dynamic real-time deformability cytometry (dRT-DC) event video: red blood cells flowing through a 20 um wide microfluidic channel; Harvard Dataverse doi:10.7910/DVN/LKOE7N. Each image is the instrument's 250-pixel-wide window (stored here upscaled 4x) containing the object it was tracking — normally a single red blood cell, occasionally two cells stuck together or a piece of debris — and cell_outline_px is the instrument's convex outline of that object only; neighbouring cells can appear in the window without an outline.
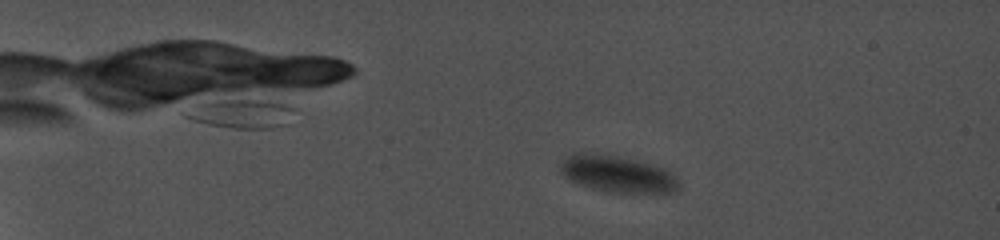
{"species": "common noctule bat (a hibernating species)", "species_latin": "Nyctalus noctula", "temperature_condition": "cold", "stored_images_in_passage": 52, "camera_frame_rate_fps": 5000, "um_per_image_px": 0.085, "animal": {"sex": "female", "body_mass_g": 19.0, "forearm_length_mm": 56.7}, "frame": {"image": 1, "passage_image": 17, "time_ms": 3.6, "image_size_px": [1000, 240], "cell_outline_px": [[680, 188], [672, 192], [608, 192], [592, 188], [580, 184], [564, 176], [560, 172], [560, 164], [572, 152], [584, 152], [616, 156], [636, 160], [652, 164], [664, 168], [676, 176], [680, 184]], "centroid_in_image_um": [52.48, 14.78], "position_along_channel_um": 32.5, "area_um2": 25.14}}
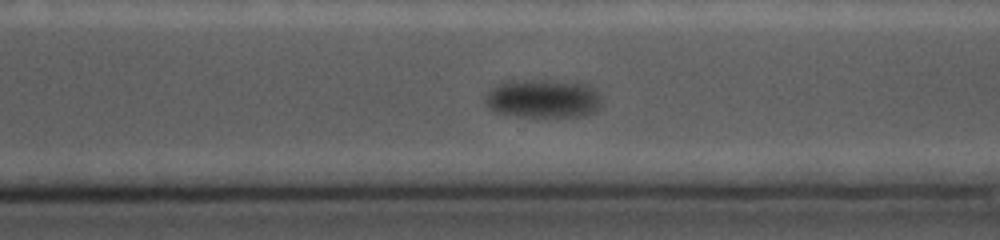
{"frame": {"image": 2, "passage_image": 46, "time_ms": 17.2, "image_size_px": [1000, 240], "cell_outline_px": [[604, 104], [596, 112], [584, 116], [520, 116], [496, 112], [488, 108], [484, 104], [484, 96], [496, 84], [512, 80], [576, 80], [588, 84], [596, 88]], "centroid_in_image_um": [46.23, 8.35], "position_along_channel_um": 324.4, "area_um2": 27.05}}
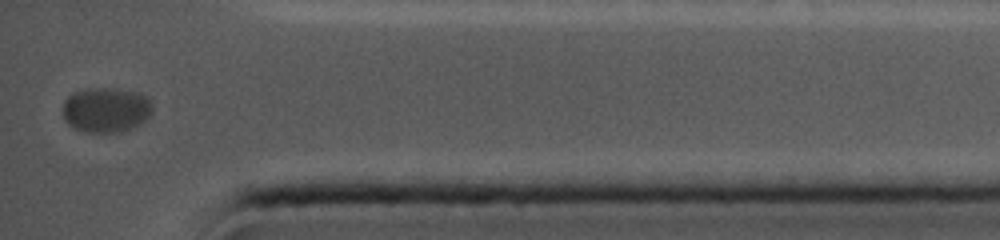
{"frame": {"image": 3, "passage_image": 52, "time_ms": 20.4, "image_size_px": [1000, 240], "cell_outline_px": [[152, 112], [140, 124], [120, 132], [84, 132], [68, 124], [64, 120], [64, 100], [68, 96], [84, 88], [116, 88], [140, 92], [148, 96], [152, 104]], "centroid_in_image_um": [9.03, 9.32], "position_along_channel_um": 426.2, "area_um2": 23.64}, "authors_computed_cell_mechanics": {"area_um2": 26.01, "velocity_mm_per_s": 3.2614, "shape_relaxation_time_tau1_ms": 0.229, "shape_relaxation_time_tau2_ms": null, "deformation_change_tau1": 0.0356, "deformation_change_tau2": null}}